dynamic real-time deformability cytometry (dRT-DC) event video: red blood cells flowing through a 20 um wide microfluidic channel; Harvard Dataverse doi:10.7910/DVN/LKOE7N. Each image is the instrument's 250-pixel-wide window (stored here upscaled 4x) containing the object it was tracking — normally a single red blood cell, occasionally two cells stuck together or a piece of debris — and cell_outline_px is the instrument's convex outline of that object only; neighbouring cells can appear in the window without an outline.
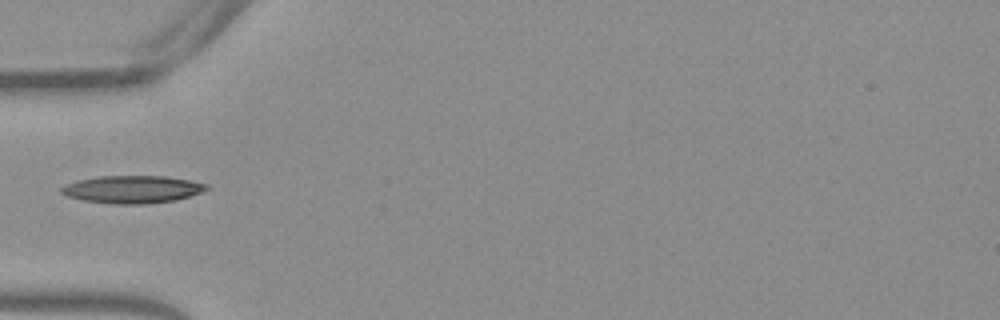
{"species": "Egyptian fruit bat (a non-hibernating species)", "species_latin": "Rousettus aegyptiacus", "temperature_condition": "warm", "stored_images_in_passage": 36, "camera_frame_rate_fps": 3000, "um_per_image_px": 0.085, "frame": {"image": 1, "passage_image": 1, "time_ms": 0.0, "image_size_px": [1000, 320], "cell_outline_px": [[208, 188], [200, 192], [176, 200], [148, 204], [112, 204], [80, 200], [68, 196], [60, 192], [60, 188], [64, 184], [80, 180], [100, 176], [164, 176], [188, 180], [208, 184]], "centroid_in_image_um": [11.21, 16.1], "position_along_channel_um": 73.8, "area_um2": 23.29}}
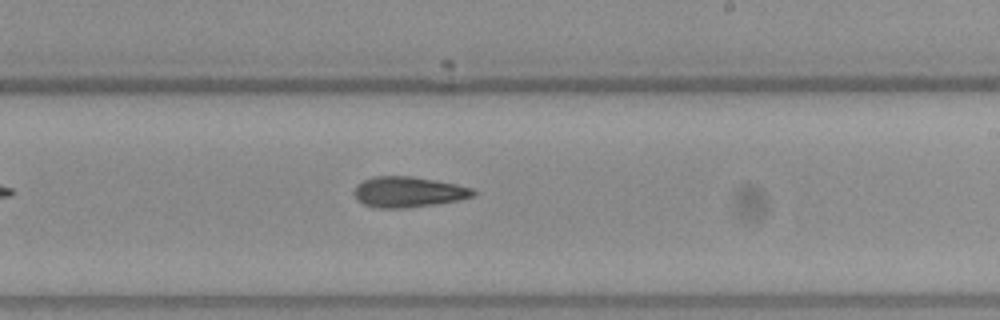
{"frame": {"image": 2, "passage_image": 15, "time_ms": 4.667, "image_size_px": [1000, 320], "cell_outline_px": [[476, 196], [460, 200], [408, 208], [376, 208], [364, 204], [356, 200], [352, 192], [356, 184], [364, 180], [376, 176], [412, 176], [436, 180], [456, 184], [472, 188], [476, 192]], "centroid_in_image_um": [34.69, 16.32], "position_along_channel_um": 254.3, "area_um2": 21.5}}
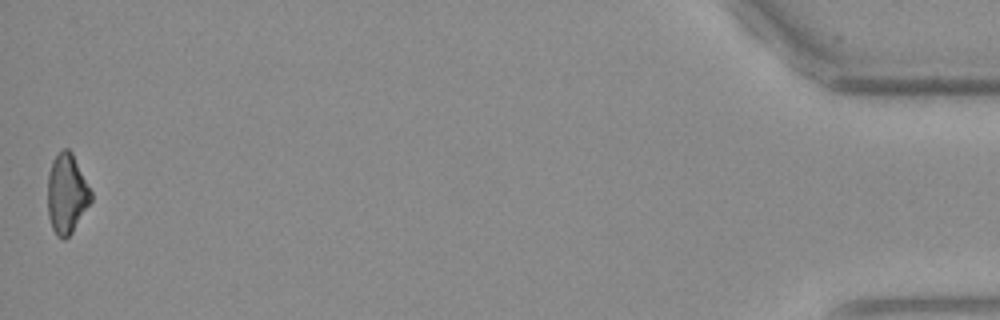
{"frame": {"image": 3, "passage_image": 36, "time_ms": 11.667, "image_size_px": [1000, 320], "cell_outline_px": [[92, 200], [72, 232], [64, 240], [56, 236], [52, 228], [48, 216], [48, 172], [52, 160], [64, 148], [68, 148], [72, 152], [92, 192]], "centroid_in_image_um": [5.67, 16.47], "position_along_channel_um": 429.5, "area_um2": 20.11}}